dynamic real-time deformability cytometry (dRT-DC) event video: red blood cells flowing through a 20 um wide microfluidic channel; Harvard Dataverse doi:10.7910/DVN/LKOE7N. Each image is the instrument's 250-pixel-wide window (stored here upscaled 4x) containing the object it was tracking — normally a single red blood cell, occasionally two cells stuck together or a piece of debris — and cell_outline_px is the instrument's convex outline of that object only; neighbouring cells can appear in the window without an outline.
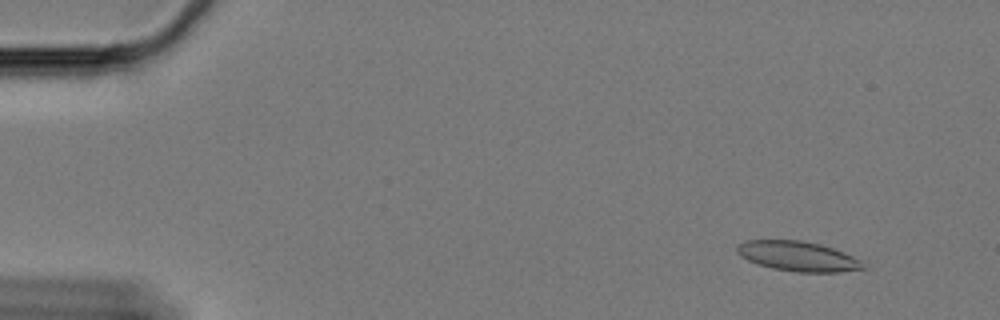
{"species": "Egyptian fruit bat (a non-hibernating species)", "species_latin": "Rousettus aegyptiacus", "temperature_condition": "cold", "stored_images_in_passage": 61, "camera_frame_rate_fps": 3000, "um_per_image_px": 0.085, "animal": {"sex": "female"}, "frame": {"image": 1, "passage_image": 6, "time_ms": 1.667, "image_size_px": [1000, 320], "cell_outline_px": [[868, 268], [840, 272], [796, 272], [772, 268], [748, 260], [740, 256], [736, 252], [736, 248], [740, 244], [748, 240], [800, 240], [820, 244], [844, 252], [868, 264]], "centroid_in_image_um": [67.88, 21.79], "position_along_channel_um": 17.1, "area_um2": 21.96}}
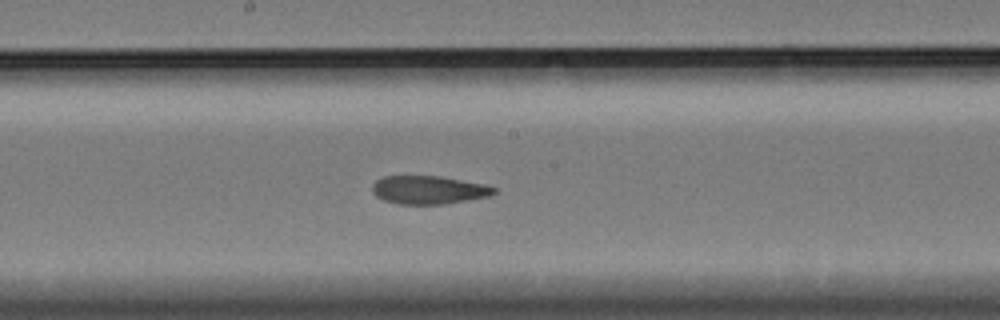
{"frame": {"image": 2, "passage_image": 33, "time_ms": 10.667, "image_size_px": [1000, 320], "cell_outline_px": [[496, 192], [488, 196], [468, 200], [444, 204], [396, 204], [384, 200], [376, 196], [372, 192], [372, 184], [376, 180], [384, 176], [440, 176], [484, 184], [496, 188]], "centroid_in_image_um": [36.4, 16.14], "position_along_channel_um": 211.8, "area_um2": 20.06}}
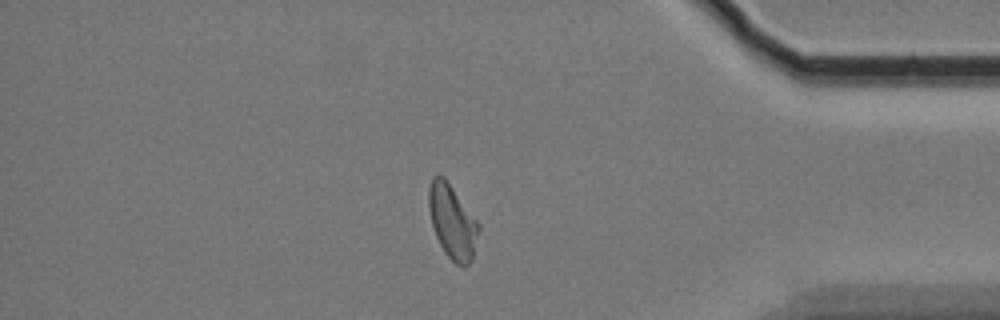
{"frame": {"image": 3, "passage_image": 52, "time_ms": 17.0, "image_size_px": [1000, 320], "cell_outline_px": [[480, 228], [472, 260], [464, 268], [456, 264], [444, 252], [436, 236], [432, 224], [428, 208], [428, 188], [432, 176], [444, 176], [480, 224]], "centroid_in_image_um": [38.45, 18.85], "position_along_channel_um": 396.8, "area_um2": 21.56}, "authors_computed_cell_mechanics": {"area_um2": 21.2704, "velocity_mm_per_s": 3.3313, "shape_relaxation_time_tau1_ms": null, "shape_relaxation_time_tau2_ms": 2.2384, "deformation_change_tau1": null, "deformation_change_tau2": 0.0951}}